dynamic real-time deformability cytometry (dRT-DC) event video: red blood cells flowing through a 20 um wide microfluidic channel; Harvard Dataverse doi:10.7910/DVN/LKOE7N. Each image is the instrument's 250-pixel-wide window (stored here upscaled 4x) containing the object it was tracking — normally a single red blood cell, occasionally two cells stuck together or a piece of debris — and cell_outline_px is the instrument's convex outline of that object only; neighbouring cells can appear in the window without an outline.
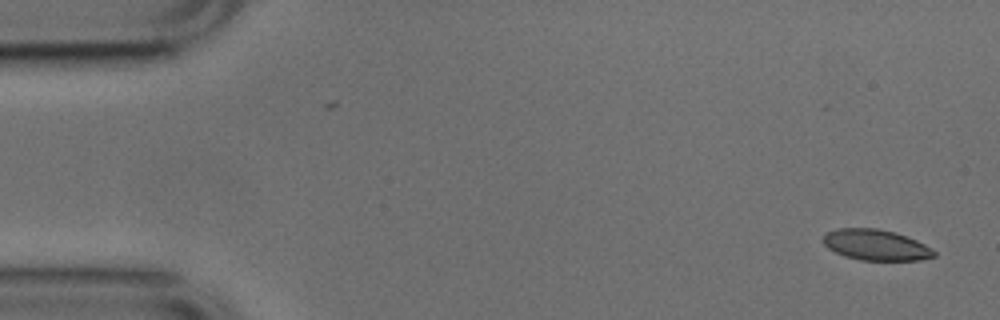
{"species": "common noctule bat (a hibernating species)", "species_latin": "Nyctalus noctula", "temperature_condition": "cold", "stored_images_in_passage": 15, "camera_frame_rate_fps": 3000, "um_per_image_px": 0.085, "animal": {"sex": "male", "body_mass_g": 17.9, "forearm_length_mm": 54.2}, "frame": {"image": 1, "passage_image": 1, "time_ms": 0.0, "image_size_px": [1000, 320], "cell_outline_px": [[936, 256], [920, 260], [860, 260], [844, 256], [828, 248], [824, 244], [824, 236], [828, 232], [836, 228], [876, 228], [896, 232], [916, 240], [932, 248], [936, 252]], "centroid_in_image_um": [74.47, 20.82], "position_along_channel_um": 10.5, "area_um2": 19.88}}
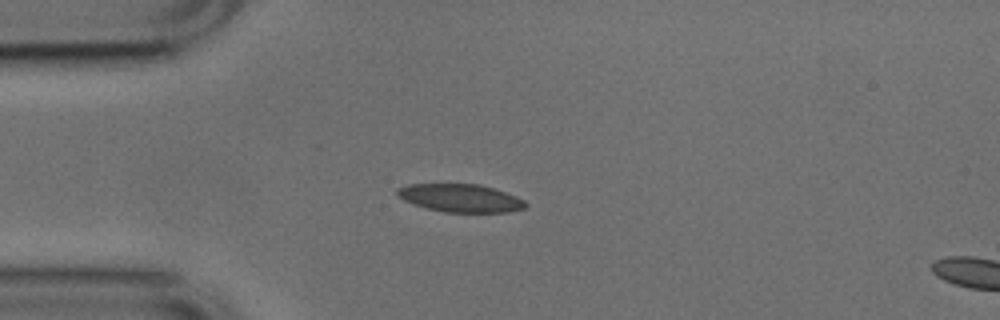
{"frame": {"image": 2, "passage_image": 12, "time_ms": 3.667, "image_size_px": [1000, 320], "cell_outline_px": [[528, 204], [524, 208], [508, 212], [444, 212], [412, 204], [404, 200], [396, 192], [396, 188], [408, 184], [480, 184], [516, 196], [524, 200]], "centroid_in_image_um": [39.13, 16.83], "position_along_channel_um": 45.9, "area_um2": 20.81}}